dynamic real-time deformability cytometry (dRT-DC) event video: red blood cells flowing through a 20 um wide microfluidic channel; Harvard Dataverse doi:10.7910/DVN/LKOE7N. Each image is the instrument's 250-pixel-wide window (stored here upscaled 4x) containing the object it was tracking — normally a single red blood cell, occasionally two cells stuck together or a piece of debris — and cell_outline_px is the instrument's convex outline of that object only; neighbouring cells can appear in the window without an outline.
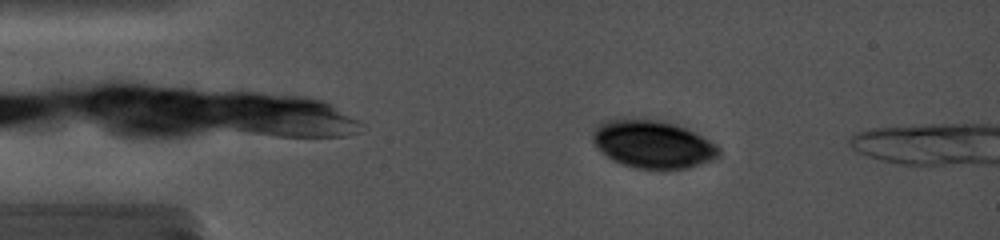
{"species": "common noctule bat (a hibernating species)", "species_latin": "Nyctalus noctula", "temperature_condition": "cold", "stored_images_in_passage": 4, "camera_frame_rate_fps": 5000, "um_per_image_px": 0.085, "animal": {"sex": "female", "body_mass_g": 19.0, "forearm_length_mm": 56.7}, "frame": {"image": 1, "passage_image": 1, "time_ms": 0.0, "image_size_px": [1000, 240], "cell_outline_px": [[708, 152], [704, 156], [680, 168], [644, 168], [628, 164], [616, 160], [600, 144], [600, 132], [608, 128], [624, 124], [652, 124], [672, 128], [684, 132], [700, 140], [708, 148]], "centroid_in_image_um": [55.41, 12.41], "position_along_channel_um": 29.6, "area_um2": 26.36}}